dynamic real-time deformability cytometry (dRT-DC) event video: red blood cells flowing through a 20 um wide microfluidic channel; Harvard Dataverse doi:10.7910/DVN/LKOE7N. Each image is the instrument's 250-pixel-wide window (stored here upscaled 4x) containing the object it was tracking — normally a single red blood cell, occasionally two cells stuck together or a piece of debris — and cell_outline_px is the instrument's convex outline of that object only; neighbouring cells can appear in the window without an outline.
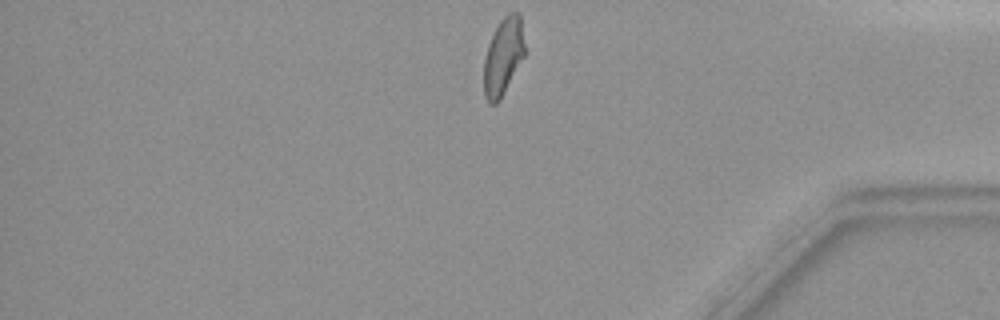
{"species": "common noctule bat (a hibernating species)", "species_latin": "Nyctalus noctula", "temperature_condition": "warm", "stored_images_in_passage": 29, "camera_frame_rate_fps": 3000, "um_per_image_px": 0.085, "animal": {"sex": "female", "body_mass_g": 19.9}, "frame": {"image": 1, "passage_image": 29, "time_ms": 9.333, "image_size_px": [1000, 320], "cell_outline_px": [[524, 56], [500, 100], [496, 104], [488, 104], [484, 96], [484, 56], [488, 44], [500, 20], [508, 12], [516, 12], [520, 16], [524, 44]], "centroid_in_image_um": [42.75, 4.83], "position_along_channel_um": 392.5, "area_um2": 18.26}}